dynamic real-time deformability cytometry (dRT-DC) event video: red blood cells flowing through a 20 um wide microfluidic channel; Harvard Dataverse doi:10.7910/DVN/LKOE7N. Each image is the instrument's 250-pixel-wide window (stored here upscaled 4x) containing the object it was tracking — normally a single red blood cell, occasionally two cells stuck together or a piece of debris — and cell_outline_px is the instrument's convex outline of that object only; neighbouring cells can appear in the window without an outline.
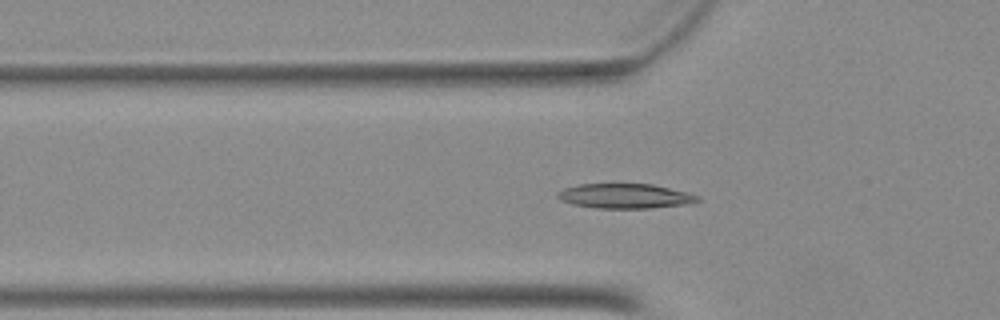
{"species": "Egyptian fruit bat (a non-hibernating species)", "species_latin": "Rousettus aegyptiacus", "temperature_condition": "warm", "stored_images_in_passage": 38, "camera_frame_rate_fps": 3000, "um_per_image_px": 0.085, "animal": {"sex": "female"}, "frame": {"image": 1, "passage_image": 11, "time_ms": 3.333, "image_size_px": [1000, 320], "cell_outline_px": [[700, 200], [696, 204], [652, 208], [596, 208], [572, 204], [560, 200], [556, 196], [556, 192], [564, 188], [576, 184], [652, 184], [688, 192], [700, 196]], "centroid_in_image_um": [53.17, 16.67], "position_along_channel_um": 72.6, "area_um2": 20.58}}
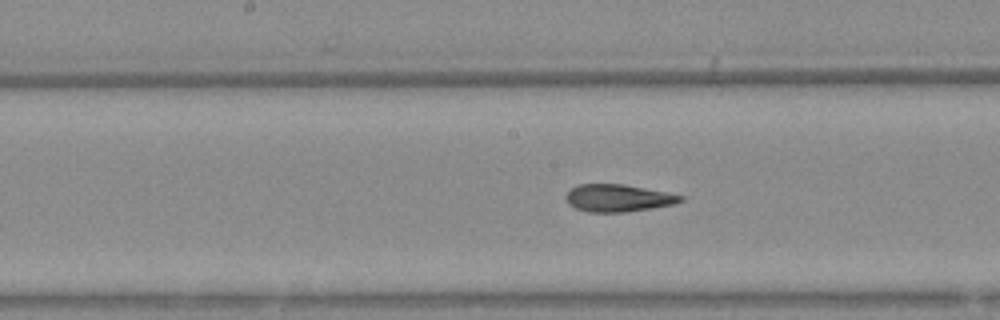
{"frame": {"image": 2, "passage_image": 20, "time_ms": 6.333, "image_size_px": [1000, 320], "cell_outline_px": [[684, 200], [672, 204], [652, 208], [624, 212], [588, 212], [576, 208], [568, 204], [564, 196], [572, 188], [580, 184], [624, 184], [684, 196]], "centroid_in_image_um": [52.5, 16.83], "position_along_channel_um": 195.7, "area_um2": 18.09}}
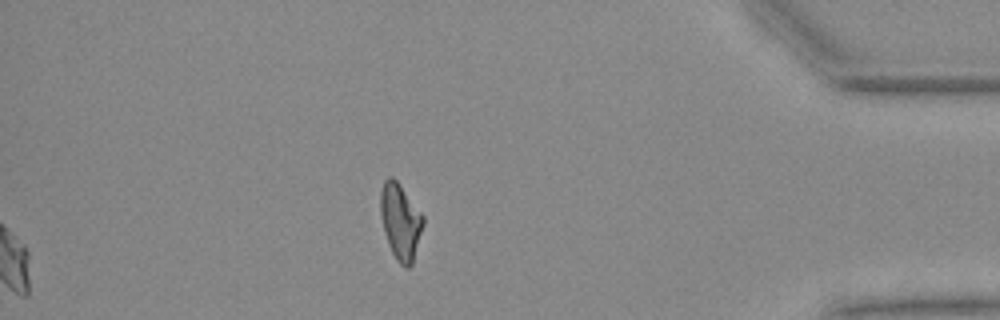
{"frame": {"image": 3, "passage_image": 38, "time_ms": 12.333, "image_size_px": [1000, 320], "cell_outline_px": [[424, 224], [412, 264], [408, 268], [404, 268], [396, 260], [388, 244], [384, 232], [380, 212], [380, 192], [384, 180], [388, 176], [392, 176], [400, 184], [424, 216]], "centroid_in_image_um": [34.03, 18.82], "position_along_channel_um": 401.2, "area_um2": 19.02}}